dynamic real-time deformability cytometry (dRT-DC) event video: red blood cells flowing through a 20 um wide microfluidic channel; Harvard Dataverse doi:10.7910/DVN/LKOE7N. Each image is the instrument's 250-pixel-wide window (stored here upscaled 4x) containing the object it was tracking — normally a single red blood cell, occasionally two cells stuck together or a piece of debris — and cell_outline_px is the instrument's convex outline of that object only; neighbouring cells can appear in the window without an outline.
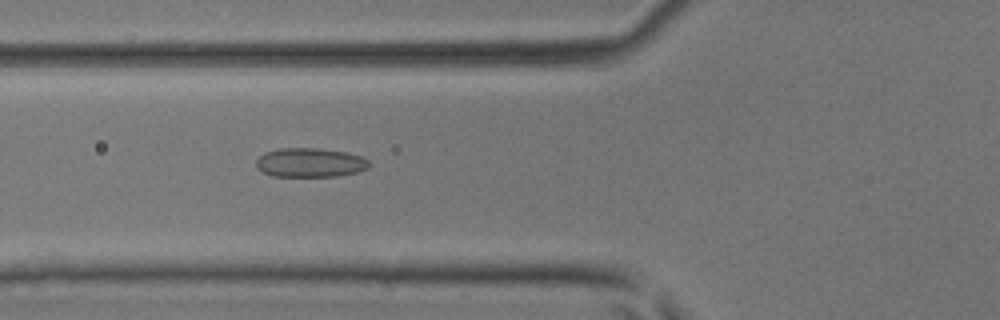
{"species": "common noctule bat (a hibernating species)", "species_latin": "Nyctalus noctula", "temperature_condition": "room temperature", "stored_images_in_passage": 47, "camera_frame_rate_fps": 3000, "um_per_image_px": 0.085, "animal": {"sex": "male", "body_mass_g": 17.9, "forearm_length_mm": 54.2}, "frame": {"image": 1, "passage_image": 18, "time_ms": 5.667, "image_size_px": [1000, 320], "cell_outline_px": [[368, 168], [356, 172], [336, 176], [272, 176], [256, 168], [256, 160], [264, 152], [280, 148], [316, 148], [348, 152], [360, 156], [368, 160]], "centroid_in_image_um": [26.33, 13.81], "position_along_channel_um": 99.5, "area_um2": 19.13}}
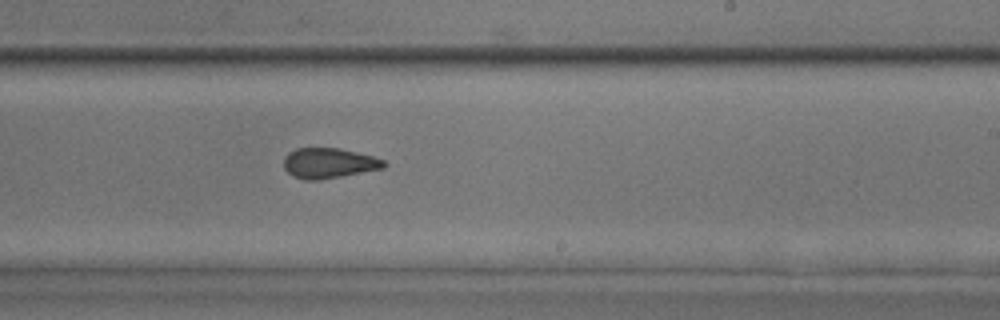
{"frame": {"image": 2, "passage_image": 29, "time_ms": 9.333, "image_size_px": [1000, 320], "cell_outline_px": [[388, 164], [384, 168], [320, 180], [304, 180], [292, 176], [284, 168], [284, 156], [288, 152], [296, 148], [340, 148], [372, 156], [384, 160]], "centroid_in_image_um": [27.93, 13.87], "position_along_channel_um": 261.1, "area_um2": 17.74}}
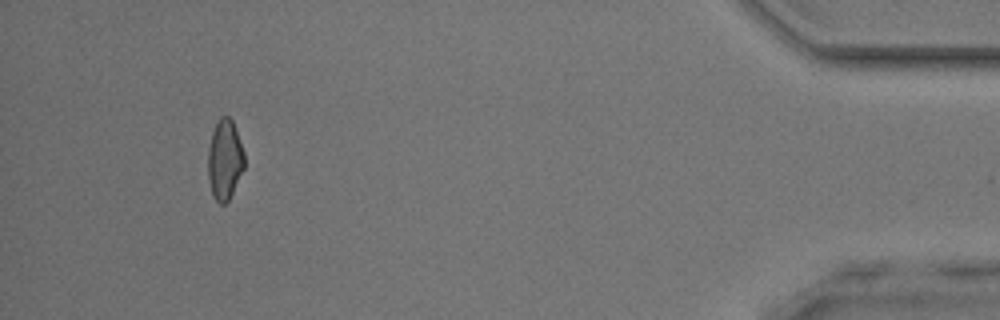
{"frame": {"image": 3, "passage_image": 44, "time_ms": 14.333, "image_size_px": [1000, 320], "cell_outline_px": [[244, 168], [228, 200], [224, 204], [220, 204], [212, 196], [208, 180], [208, 148], [212, 132], [220, 116], [228, 116], [232, 120], [244, 152]], "centroid_in_image_um": [19.08, 13.58], "position_along_channel_um": 416.1, "area_um2": 16.88}}